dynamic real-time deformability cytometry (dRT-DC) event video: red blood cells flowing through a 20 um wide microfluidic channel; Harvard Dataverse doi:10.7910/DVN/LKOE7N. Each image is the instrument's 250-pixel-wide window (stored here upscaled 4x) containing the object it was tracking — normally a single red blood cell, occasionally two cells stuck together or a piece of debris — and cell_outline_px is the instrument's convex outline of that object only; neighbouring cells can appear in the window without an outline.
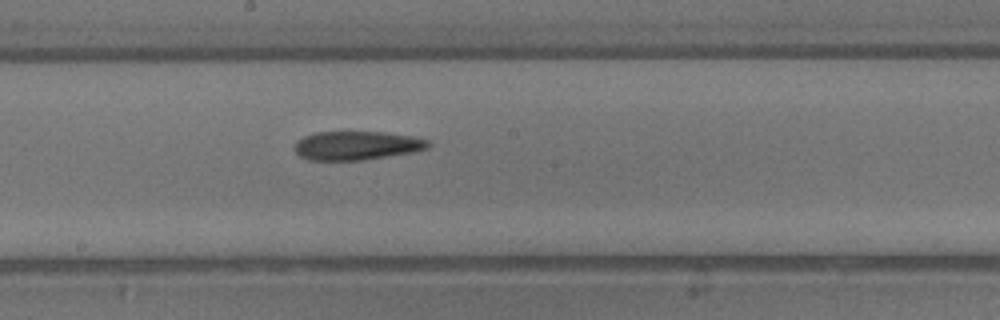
{"species": "common noctule bat (a hibernating species)", "species_latin": "Nyctalus noctula", "temperature_condition": "warm", "stored_images_in_passage": 22, "camera_frame_rate_fps": 3000, "um_per_image_px": 0.085, "animal": {"sex": "male", "body_mass_g": 13.3}, "frame": {"image": 1, "passage_image": 13, "time_ms": 4.0, "image_size_px": [1000, 320], "cell_outline_px": [[432, 144], [428, 148], [412, 152], [364, 160], [308, 160], [300, 156], [292, 148], [296, 140], [304, 136], [316, 132], [380, 132], [416, 136], [428, 140]], "centroid_in_image_um": [30.31, 12.37], "position_along_channel_um": 217.9, "area_um2": 22.6}}
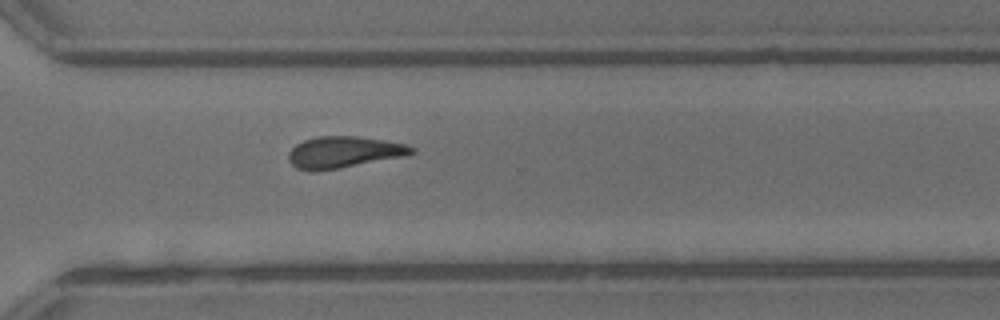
{"frame": {"image": 2, "passage_image": 19, "time_ms": 6.0, "image_size_px": [1000, 320], "cell_outline_px": [[416, 152], [404, 156], [340, 168], [312, 172], [308, 172], [296, 168], [288, 160], [288, 152], [296, 144], [304, 140], [316, 136], [356, 136], [408, 144], [416, 148]], "centroid_in_image_um": [29.2, 12.94], "position_along_channel_um": 341.4, "area_um2": 22.77}}